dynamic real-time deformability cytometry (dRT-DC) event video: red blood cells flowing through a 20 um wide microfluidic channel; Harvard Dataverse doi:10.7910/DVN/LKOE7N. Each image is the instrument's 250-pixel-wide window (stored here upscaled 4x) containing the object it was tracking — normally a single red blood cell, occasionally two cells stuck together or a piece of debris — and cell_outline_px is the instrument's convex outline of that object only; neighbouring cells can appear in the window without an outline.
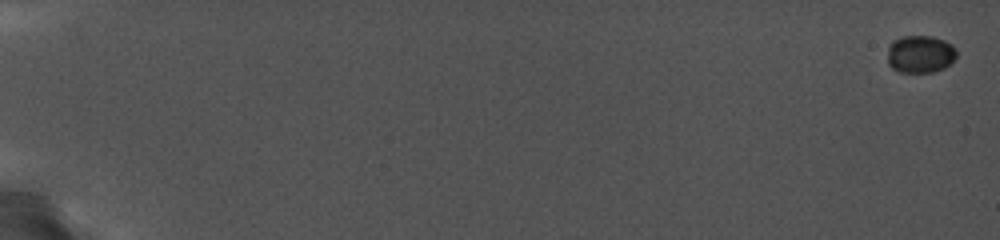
{"species": "common noctule bat (a hibernating species)", "species_latin": "Nyctalus noctula", "temperature_condition": "cold", "stored_images_in_passage": 21, "camera_frame_rate_fps": 5000, "um_per_image_px": 0.085, "animal": {"sex": "female", "body_mass_g": 19.0, "forearm_length_mm": 56.7}, "frame": {"image": 1, "passage_image": 1, "time_ms": 0.0, "image_size_px": [1000, 240], "cell_outline_px": [[956, 56], [944, 68], [932, 72], [900, 72], [892, 68], [888, 64], [888, 44], [892, 40], [900, 36], [932, 36], [944, 40], [952, 44], [956, 48]], "centroid_in_image_um": [78.19, 4.58], "position_along_channel_um": 6.8, "area_um2": 15.26}}
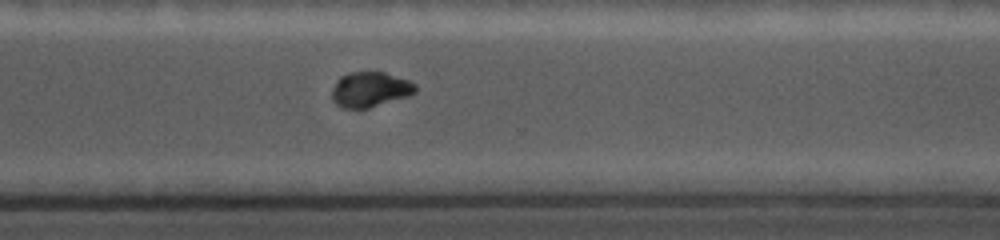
{"frame": {"image": 2, "passage_image": 17, "time_ms": 14.6, "image_size_px": [1000, 240], "cell_outline_px": [[416, 92], [408, 96], [368, 108], [344, 108], [336, 104], [332, 100], [332, 88], [336, 80], [340, 76], [348, 72], [384, 72], [408, 80], [416, 84]], "centroid_in_image_um": [31.43, 7.6], "position_along_channel_um": 339.2, "area_um2": 17.11}}
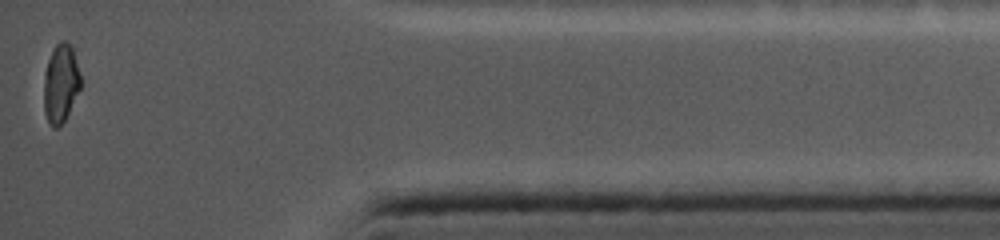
{"frame": {"image": 3, "passage_image": 21, "time_ms": 17.6, "image_size_px": [1000, 240], "cell_outline_px": [[80, 88], [64, 120], [56, 128], [52, 128], [48, 124], [44, 112], [44, 72], [48, 60], [56, 44], [60, 40], [64, 40], [72, 48], [80, 76]], "centroid_in_image_um": [5.13, 7.11], "position_along_channel_um": 430.1, "area_um2": 16.53}}